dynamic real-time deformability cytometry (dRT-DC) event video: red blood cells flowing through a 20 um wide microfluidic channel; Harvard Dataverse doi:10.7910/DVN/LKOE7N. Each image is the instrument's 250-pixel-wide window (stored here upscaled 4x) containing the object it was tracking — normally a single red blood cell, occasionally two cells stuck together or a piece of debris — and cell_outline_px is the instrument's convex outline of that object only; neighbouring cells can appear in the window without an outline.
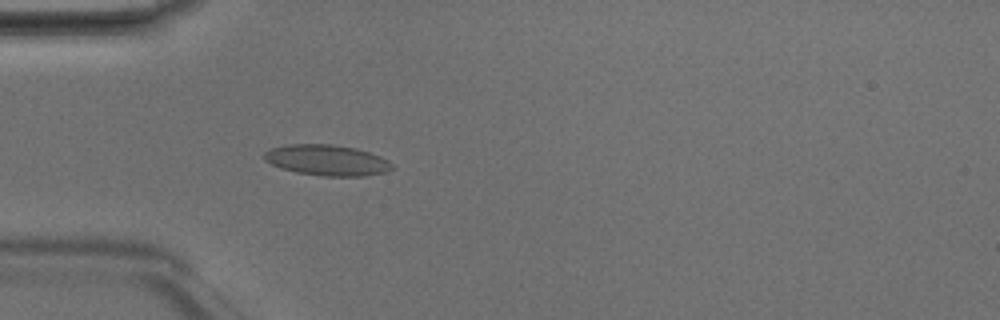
{"species": "Egyptian fruit bat (a non-hibernating species)", "species_latin": "Rousettus aegyptiacus", "temperature_condition": "room temperature", "stored_images_in_passage": 48, "camera_frame_rate_fps": 3000, "um_per_image_px": 0.085, "animal": {"sex": "male"}, "frame": {"image": 1, "passage_image": 14, "time_ms": 4.333, "image_size_px": [1000, 320], "cell_outline_px": [[392, 168], [384, 172], [364, 176], [324, 176], [296, 172], [280, 168], [264, 160], [264, 152], [272, 148], [288, 144], [332, 144], [356, 148], [380, 156], [388, 160], [392, 164]], "centroid_in_image_um": [27.77, 13.61], "position_along_channel_um": 57.2, "area_um2": 22.83}}
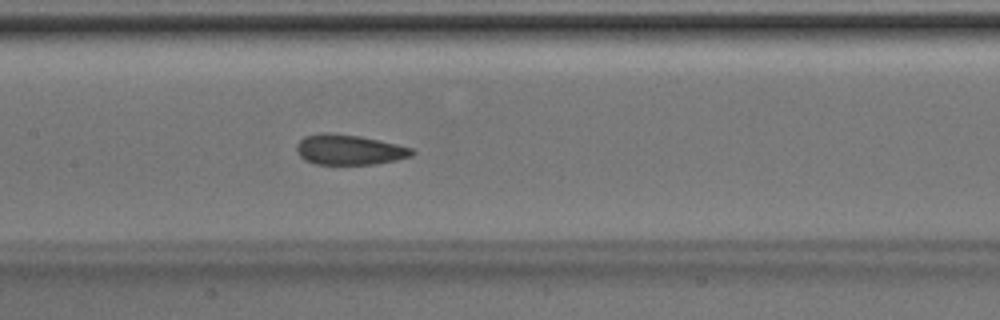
{"frame": {"image": 2, "passage_image": 23, "time_ms": 7.333, "image_size_px": [1000, 320], "cell_outline_px": [[416, 152], [412, 156], [396, 160], [376, 164], [316, 164], [304, 160], [296, 152], [296, 144], [304, 136], [320, 132], [328, 132], [360, 136], [396, 144], [412, 148]], "centroid_in_image_um": [29.65, 12.72], "position_along_channel_um": 177.7, "area_um2": 20.46}}
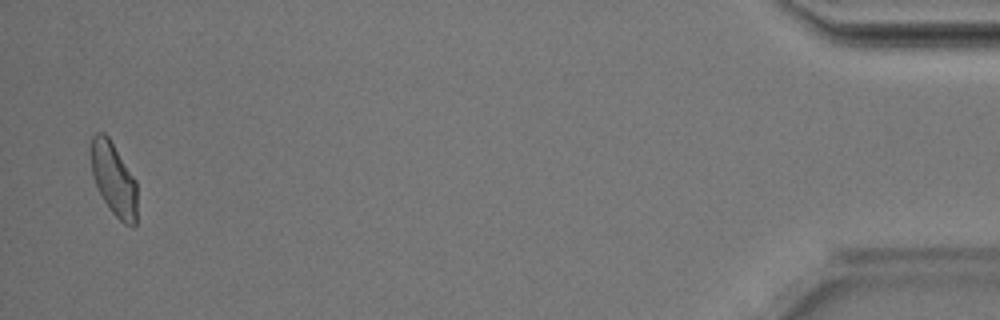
{"frame": {"image": 3, "passage_image": 47, "time_ms": 15.333, "image_size_px": [1000, 320], "cell_outline_px": [[136, 224], [132, 228], [124, 224], [112, 212], [104, 200], [96, 184], [92, 172], [92, 136], [96, 132], [104, 132], [108, 136], [136, 180]], "centroid_in_image_um": [9.69, 15.24], "position_along_channel_um": 425.5, "area_um2": 19.31}, "authors_computed_cell_mechanics": {"area_um2": 20.808, "velocity_mm_per_s": 4.1785, "shape_relaxation_time_tau1_ms": 4.0234, "shape_relaxation_time_tau2_ms": 1.8641, "deformation_change_tau1": 0.1108, "deformation_change_tau2": 0.0523}}